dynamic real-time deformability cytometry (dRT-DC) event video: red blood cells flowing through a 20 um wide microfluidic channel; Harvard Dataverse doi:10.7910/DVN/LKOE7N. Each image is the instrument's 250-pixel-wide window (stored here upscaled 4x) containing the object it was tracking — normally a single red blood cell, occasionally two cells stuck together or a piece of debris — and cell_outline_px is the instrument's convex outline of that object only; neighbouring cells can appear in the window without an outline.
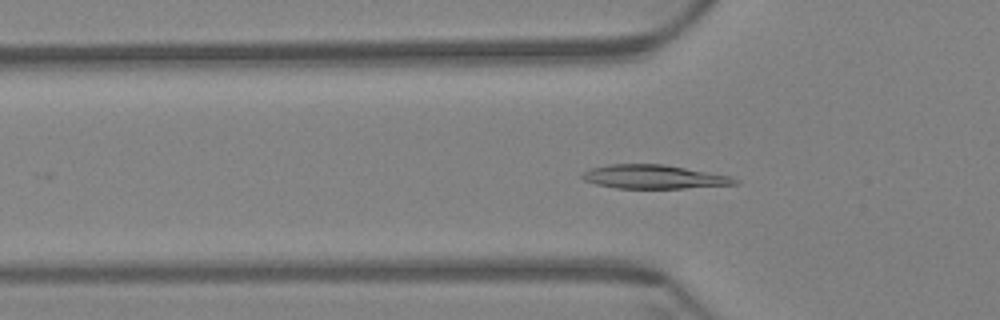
{"species": "Egyptian fruit bat (a non-hibernating species)", "species_latin": "Rousettus aegyptiacus", "temperature_condition": "warm", "stored_images_in_passage": 30, "camera_frame_rate_fps": 3000, "um_per_image_px": 0.085, "animal": {"sex": "female"}, "frame": {"image": 1, "passage_image": 2, "time_ms": 0.333, "image_size_px": [1000, 320], "cell_outline_px": [[740, 184], [684, 188], [616, 188], [596, 184], [584, 180], [580, 176], [584, 172], [592, 168], [608, 164], [664, 164], [732, 176], [740, 180]], "centroid_in_image_um": [55.62, 15.03], "position_along_channel_um": 70.2, "area_um2": 21.21}}
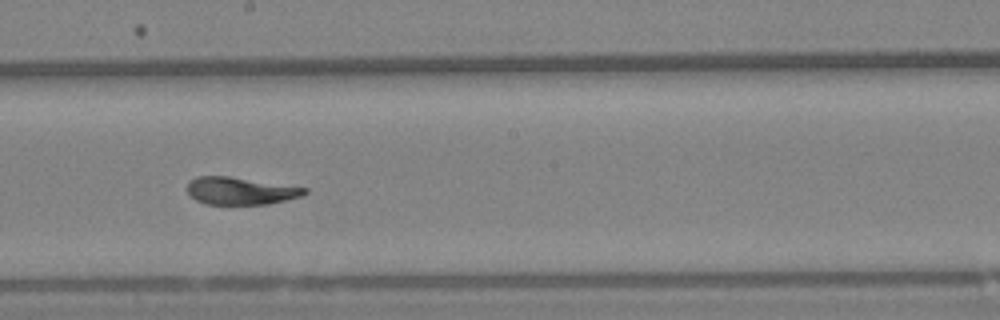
{"frame": {"image": 2, "passage_image": 16, "time_ms": 5.0, "image_size_px": [1000, 320], "cell_outline_px": [[308, 192], [300, 196], [268, 204], [204, 204], [196, 200], [188, 192], [188, 184], [196, 176], [228, 176], [308, 188]], "centroid_in_image_um": [20.43, 16.22], "position_along_channel_um": 227.8, "area_um2": 18.5}}
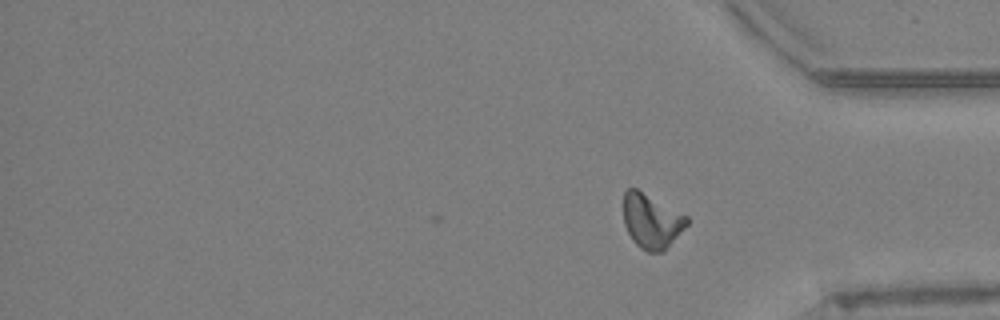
{"frame": {"image": 3, "passage_image": 30, "time_ms": 9.667, "image_size_px": [1000, 320], "cell_outline_px": [[688, 224], [664, 252], [648, 252], [640, 248], [632, 240], [624, 224], [624, 192], [628, 188], [636, 188], [688, 216]], "centroid_in_image_um": [55.38, 18.8], "position_along_channel_um": 379.8, "area_um2": 20.11}, "authors_computed_cell_mechanics": {"area_um2": 19.9699, "velocity_mm_per_s": 3.3886, "shape_relaxation_time_tau1_ms": 5.7276, "shape_relaxation_time_tau2_ms": 1.8758, "deformation_change_tau1": 0.1882, "deformation_change_tau2": 0.0676}}